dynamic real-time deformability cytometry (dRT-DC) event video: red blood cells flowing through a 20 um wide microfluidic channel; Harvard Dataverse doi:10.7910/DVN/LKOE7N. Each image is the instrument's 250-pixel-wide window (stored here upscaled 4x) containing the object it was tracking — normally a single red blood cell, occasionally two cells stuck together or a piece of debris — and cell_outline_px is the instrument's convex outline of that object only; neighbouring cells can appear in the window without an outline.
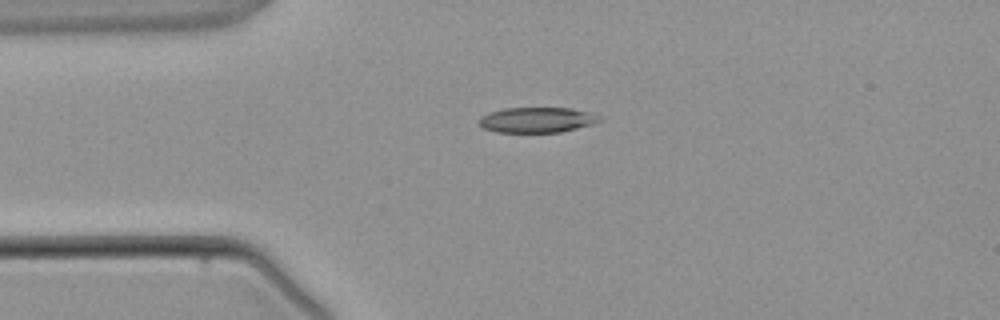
{"species": "common noctule bat (a hibernating species)", "species_latin": "Nyctalus noctula", "temperature_condition": "warm", "stored_images_in_passage": 1, "camera_frame_rate_fps": 3000, "um_per_image_px": 0.085, "animal": {"sex": "male", "body_mass_g": 21.5, "forearm_length_mm": 52.0}, "frame": {"image": 1, "passage_image": 1, "time_ms": 0.0, "image_size_px": [1000, 320], "cell_outline_px": [[604, 120], [592, 124], [560, 132], [496, 132], [484, 128], [476, 120], [480, 116], [488, 112], [504, 108], [572, 108], [604, 116]], "centroid_in_image_um": [45.65, 10.18], "position_along_channel_um": 39.3, "area_um2": 17.98}}